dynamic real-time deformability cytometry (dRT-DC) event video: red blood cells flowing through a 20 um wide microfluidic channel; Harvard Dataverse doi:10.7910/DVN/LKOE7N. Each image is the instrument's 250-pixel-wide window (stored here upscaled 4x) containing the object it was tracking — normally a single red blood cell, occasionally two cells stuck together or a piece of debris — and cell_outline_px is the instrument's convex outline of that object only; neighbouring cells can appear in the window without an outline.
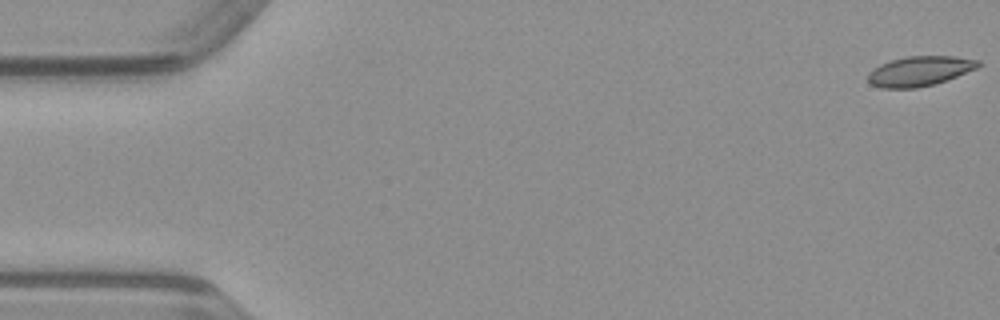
{"species": "common noctule bat (a hibernating species)", "species_latin": "Nyctalus noctula", "temperature_condition": "warm", "stored_images_in_passage": 50, "camera_frame_rate_fps": 3000, "um_per_image_px": 0.085, "animal": {"sex": "male", "body_mass_g": 23.1, "forearm_length_mm": 52.7}, "frame": {"image": 1, "passage_image": 1, "time_ms": 0.0, "image_size_px": [1000, 320], "cell_outline_px": [[980, 64], [976, 68], [948, 80], [916, 88], [880, 88], [872, 84], [868, 80], [868, 72], [872, 68], [880, 64], [892, 60], [908, 56], [956, 56], [980, 60]], "centroid_in_image_um": [78.16, 6.04], "position_along_channel_um": 6.8, "area_um2": 19.13}}
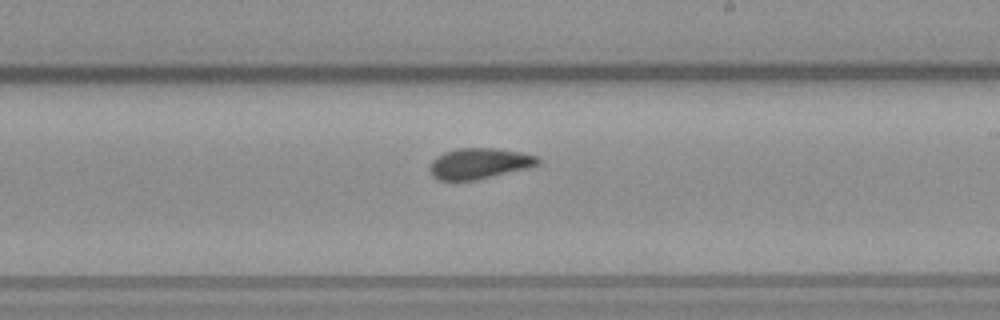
{"frame": {"image": 2, "passage_image": 29, "time_ms": 9.333, "image_size_px": [1000, 320], "cell_outline_px": [[540, 164], [532, 168], [476, 180], [440, 180], [432, 176], [428, 168], [432, 160], [436, 156], [444, 152], [456, 148], [496, 148], [520, 152], [536, 156], [540, 160]], "centroid_in_image_um": [40.75, 13.9], "position_along_channel_um": 248.3, "area_um2": 19.71}}
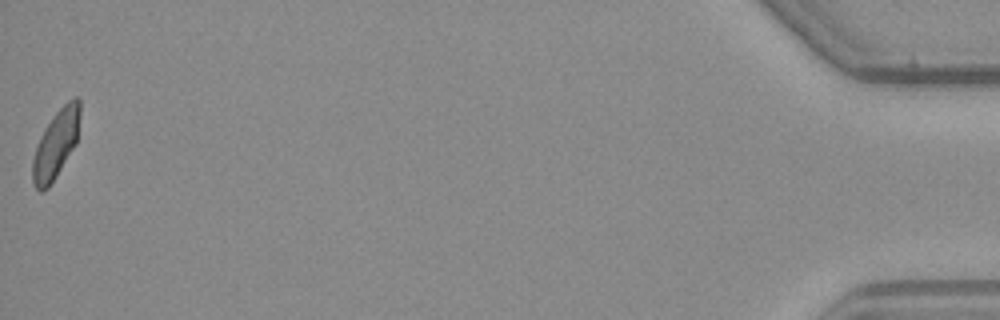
{"frame": {"image": 3, "passage_image": 50, "time_ms": 16.333, "image_size_px": [1000, 320], "cell_outline_px": [[80, 116], [76, 144], [48, 188], [44, 192], [40, 192], [36, 188], [32, 180], [32, 160], [40, 136], [44, 128], [56, 112], [68, 100], [76, 96], [80, 100]], "centroid_in_image_um": [4.75, 12.25], "position_along_channel_um": 430.5, "area_um2": 18.73}}